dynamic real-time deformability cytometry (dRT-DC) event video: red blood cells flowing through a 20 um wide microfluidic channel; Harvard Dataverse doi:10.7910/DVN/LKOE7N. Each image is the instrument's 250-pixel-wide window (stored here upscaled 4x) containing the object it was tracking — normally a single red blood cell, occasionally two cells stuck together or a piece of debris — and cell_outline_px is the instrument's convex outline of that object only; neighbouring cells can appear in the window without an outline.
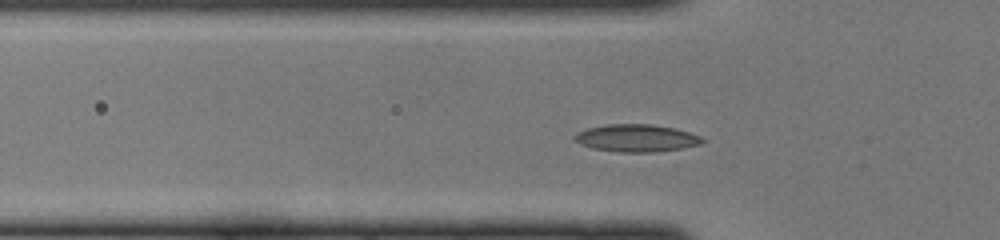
{"species": "common noctule bat (a hibernating species)", "species_latin": "Nyctalus noctula", "temperature_condition": "cold", "stored_images_in_passage": 41, "camera_frame_rate_fps": 3000, "um_per_image_px": 0.085, "animal": {"sex": "female", "body_mass_g": 22.0, "forearm_length_mm": 56.7}, "frame": {"image": 1, "passage_image": 8, "time_ms": 2.333, "image_size_px": [1000, 240], "cell_outline_px": [[704, 140], [700, 144], [684, 148], [656, 152], [620, 152], [592, 148], [580, 144], [572, 140], [572, 136], [576, 132], [588, 128], [608, 124], [652, 124], [672, 128], [688, 132], [700, 136]], "centroid_in_image_um": [54.04, 11.74], "position_along_channel_um": 71.8, "area_um2": 20.46}}
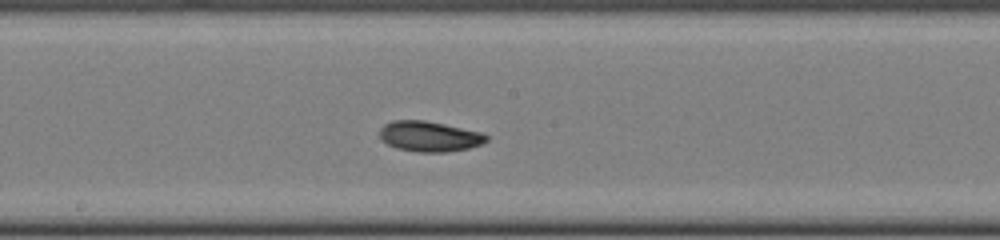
{"frame": {"image": 2, "passage_image": 18, "time_ms": 5.667, "image_size_px": [1000, 240], "cell_outline_px": [[488, 140], [480, 144], [468, 148], [448, 152], [416, 152], [396, 148], [380, 140], [380, 128], [384, 124], [392, 120], [424, 120], [484, 132], [488, 136]], "centroid_in_image_um": [36.49, 11.59], "position_along_channel_um": 211.7, "area_um2": 19.07}}
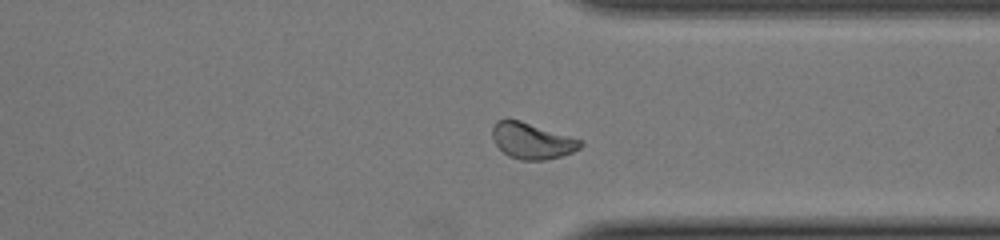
{"frame": {"image": 3, "passage_image": 29, "time_ms": 9.333, "image_size_px": [1000, 240], "cell_outline_px": [[584, 144], [580, 148], [572, 152], [560, 156], [544, 160], [520, 160], [508, 156], [496, 144], [492, 136], [492, 128], [496, 120], [508, 116], [584, 140]], "centroid_in_image_um": [45.21, 11.93], "position_along_channel_um": 366.2, "area_um2": 18.9}}